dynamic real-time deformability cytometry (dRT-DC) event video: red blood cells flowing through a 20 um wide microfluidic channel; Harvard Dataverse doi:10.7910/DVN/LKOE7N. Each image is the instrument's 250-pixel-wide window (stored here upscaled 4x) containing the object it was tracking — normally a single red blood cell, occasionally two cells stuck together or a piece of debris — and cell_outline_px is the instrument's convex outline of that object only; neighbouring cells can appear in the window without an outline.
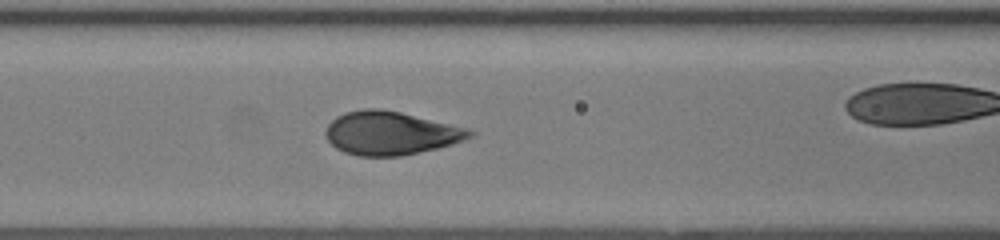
{"species": "human", "species_latin": "Homo sapiens", "temperature_condition": "room temperature", "stored_images_in_passage": 22, "camera_frame_rate_fps": 3000, "um_per_image_px": 0.085, "donor": {"sex": "female"}, "frame": {"image": 1, "passage_image": 6, "time_ms": 1.667, "image_size_px": [1000, 240], "cell_outline_px": [[476, 132], [472, 136], [464, 140], [452, 144], [420, 152], [400, 156], [360, 156], [344, 152], [336, 148], [328, 140], [324, 132], [328, 124], [336, 116], [344, 112], [364, 108], [380, 108], [400, 112], [464, 128]], "centroid_in_image_um": [33.14, 11.31], "position_along_channel_um": 133.5, "area_um2": 36.18}}
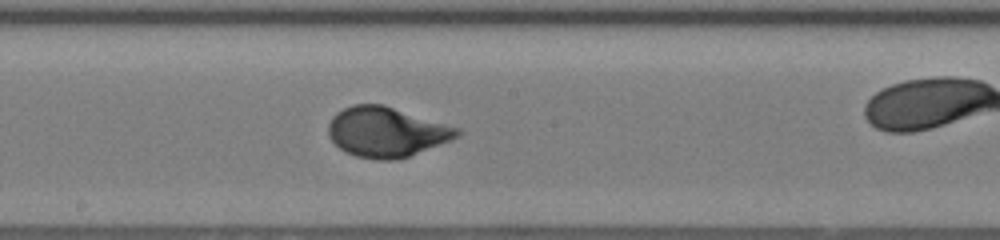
{"frame": {"image": 2, "passage_image": 11, "time_ms": 3.333, "image_size_px": [1000, 240], "cell_outline_px": [[460, 132], [456, 136], [448, 140], [408, 156], [396, 160], [376, 160], [356, 156], [344, 152], [328, 136], [328, 124], [332, 116], [336, 112], [352, 104], [384, 104], [460, 128]], "centroid_in_image_um": [32.78, 11.2], "position_along_channel_um": 215.4, "area_um2": 37.28}}
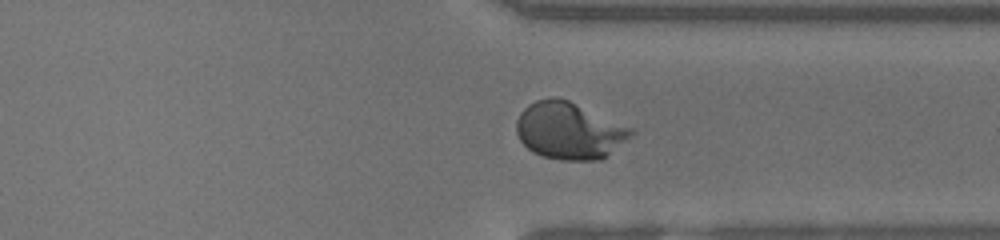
{"frame": {"image": 3, "passage_image": 20, "time_ms": 6.333, "image_size_px": [1000, 240], "cell_outline_px": [[636, 132], [632, 136], [608, 156], [600, 160], [560, 160], [544, 156], [532, 152], [520, 140], [516, 132], [516, 120], [520, 112], [528, 104], [536, 100], [552, 96], [556, 96], [568, 100], [636, 128]], "centroid_in_image_um": [48.42, 11.1], "position_along_channel_um": 363.0, "area_um2": 38.67}}